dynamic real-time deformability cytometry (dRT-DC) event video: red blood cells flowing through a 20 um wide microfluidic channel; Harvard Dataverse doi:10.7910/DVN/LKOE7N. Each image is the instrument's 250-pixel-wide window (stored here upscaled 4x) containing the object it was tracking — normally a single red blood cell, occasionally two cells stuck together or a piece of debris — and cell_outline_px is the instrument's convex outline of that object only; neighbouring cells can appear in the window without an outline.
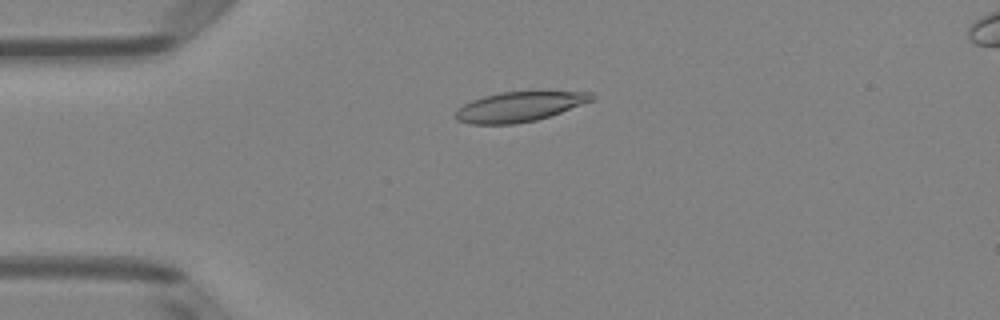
{"species": "Egyptian fruit bat (a non-hibernating species)", "species_latin": "Rousettus aegyptiacus", "temperature_condition": "room temperature", "stored_images_in_passage": 51, "camera_frame_rate_fps": 3000, "um_per_image_px": 0.085, "animal": {"sex": "female"}, "frame": {"image": 1, "passage_image": 13, "time_ms": 4.0, "image_size_px": [1000, 320], "cell_outline_px": [[596, 100], [536, 120], [512, 124], [468, 124], [456, 120], [452, 116], [464, 104], [472, 100], [484, 96], [500, 92], [548, 88], [592, 92], [596, 96]], "centroid_in_image_um": [44.26, 9.0], "position_along_channel_um": 40.7, "area_um2": 24.91}}
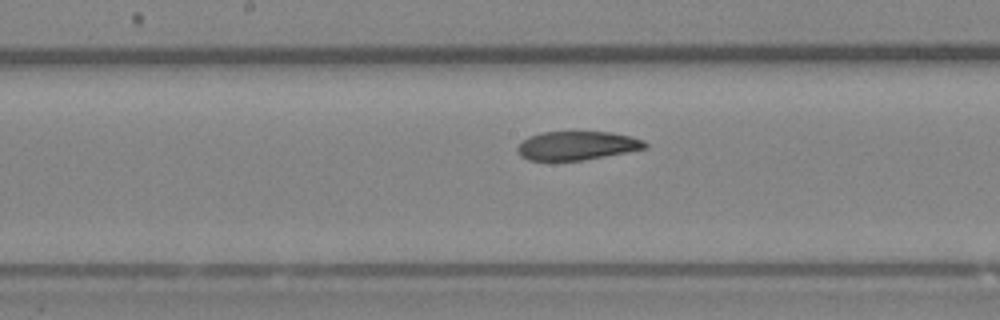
{"frame": {"image": 2, "passage_image": 27, "time_ms": 8.667, "image_size_px": [1000, 320], "cell_outline_px": [[648, 148], [604, 156], [580, 160], [528, 160], [520, 156], [516, 152], [516, 148], [528, 136], [544, 132], [612, 132], [644, 140], [648, 144]], "centroid_in_image_um": [49.03, 12.37], "position_along_channel_um": 199.2, "area_um2": 21.21}}
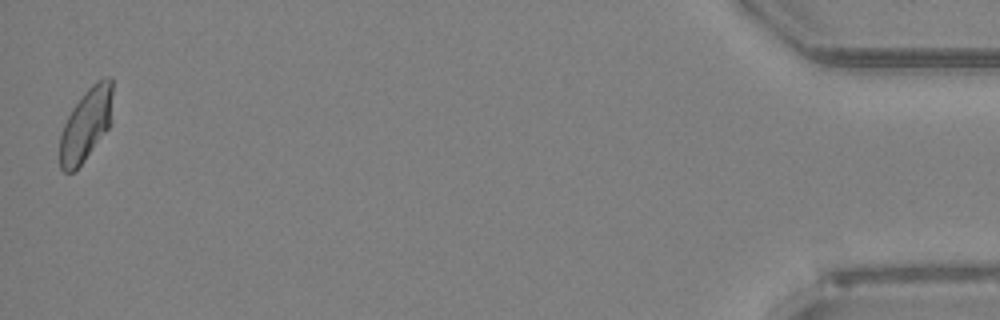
{"frame": {"image": 3, "passage_image": 51, "time_ms": 16.667, "image_size_px": [1000, 320], "cell_outline_px": [[112, 92], [108, 128], [84, 160], [72, 172], [64, 172], [60, 168], [60, 136], [64, 124], [72, 108], [84, 92], [92, 84], [104, 76], [112, 76]], "centroid_in_image_um": [7.29, 10.55], "position_along_channel_um": 427.9, "area_um2": 21.85}, "authors_computed_cell_mechanics": {"area_um2": 23.12, "velocity_mm_per_s": 4.0032, "shape_relaxation_time_tau1_ms": null, "shape_relaxation_time_tau2_ms": 4.4437, "deformation_change_tau1": null, "deformation_change_tau2": 0.1091}}